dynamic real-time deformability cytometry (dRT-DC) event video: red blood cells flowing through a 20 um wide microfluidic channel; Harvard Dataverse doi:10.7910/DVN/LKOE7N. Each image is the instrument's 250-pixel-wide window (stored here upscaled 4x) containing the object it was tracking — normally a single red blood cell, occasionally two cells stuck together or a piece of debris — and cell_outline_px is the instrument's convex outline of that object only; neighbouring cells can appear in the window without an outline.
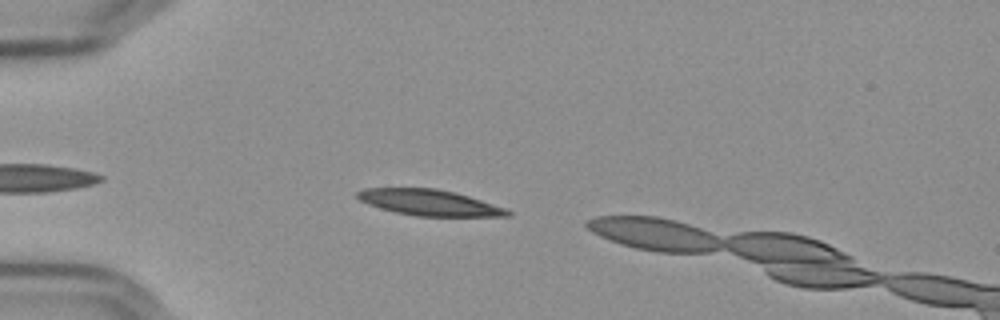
{"species": "Egyptian fruit bat (a non-hibernating species)", "species_latin": "Rousettus aegyptiacus", "temperature_condition": "cold", "stored_images_in_passage": 10, "camera_frame_rate_fps": 3000, "um_per_image_px": 0.085, "frame": {"image": 1, "passage_image": 4, "time_ms": 1.0, "image_size_px": [1000, 320], "cell_outline_px": [[512, 216], [416, 216], [396, 212], [380, 208], [368, 204], [360, 200], [356, 196], [356, 192], [364, 188], [436, 188], [456, 192], [504, 208], [512, 212]], "centroid_in_image_um": [36.46, 17.21], "position_along_channel_um": 48.5, "area_um2": 22.54}}
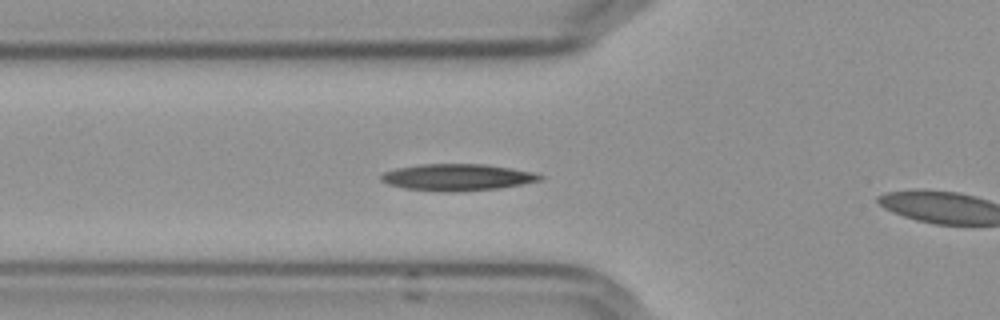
{"frame": {"image": 2, "passage_image": 9, "time_ms": 2.667, "image_size_px": [1000, 320], "cell_outline_px": [[544, 176], [540, 180], [500, 188], [452, 192], [404, 188], [388, 184], [380, 180], [380, 176], [384, 172], [396, 168], [420, 164], [484, 164], [512, 168], [536, 172]], "centroid_in_image_um": [38.87, 15.06], "position_along_channel_um": 86.9, "area_um2": 24.62}}